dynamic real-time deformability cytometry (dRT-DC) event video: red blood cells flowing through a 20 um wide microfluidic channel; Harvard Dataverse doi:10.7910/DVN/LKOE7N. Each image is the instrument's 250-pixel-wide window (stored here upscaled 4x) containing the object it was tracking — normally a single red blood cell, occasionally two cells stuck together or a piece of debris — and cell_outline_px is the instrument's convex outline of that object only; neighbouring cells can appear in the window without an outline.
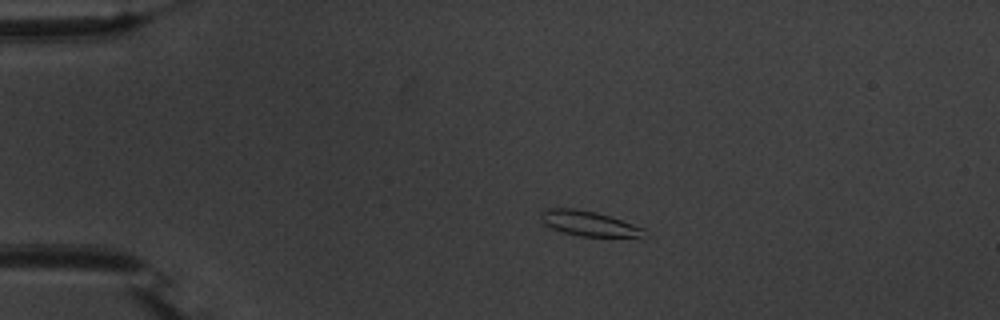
{"species": "common noctule bat (a hibernating species)", "species_latin": "Nyctalus noctula", "temperature_condition": "warm", "stored_images_in_passage": 44, "camera_frame_rate_fps": 3000, "um_per_image_px": 0.085, "animal": {"sex": "male", "body_mass_g": 20.1, "forearm_length_mm": 53.5}, "frame": {"image": 1, "passage_image": 1, "time_ms": 0.0, "image_size_px": [1000, 320], "cell_outline_px": [[648, 236], [580, 236], [564, 232], [552, 228], [544, 224], [540, 220], [540, 212], [544, 208], [576, 208], [596, 212], [644, 228]], "centroid_in_image_um": [49.98, 18.98], "position_along_channel_um": 35.0, "area_um2": 14.91}}
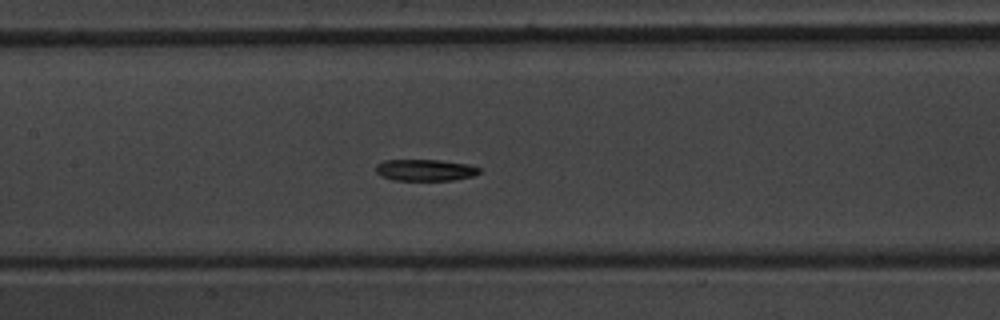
{"frame": {"image": 2, "passage_image": 16, "time_ms": 5.0, "image_size_px": [1000, 320], "cell_outline_px": [[480, 172], [472, 176], [452, 180], [396, 180], [380, 176], [376, 172], [376, 164], [384, 160], [440, 160], [468, 164], [480, 168]], "centroid_in_image_um": [36.12, 14.45], "position_along_channel_um": 171.3, "area_um2": 12.95}}
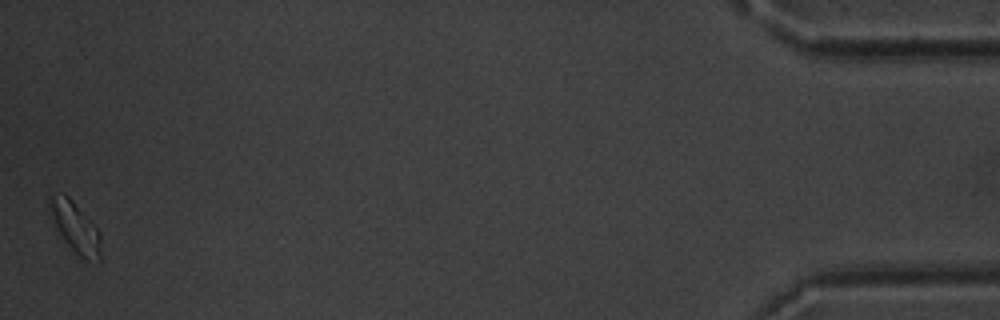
{"frame": {"image": 3, "passage_image": 44, "time_ms": 14.333, "image_size_px": [1000, 320], "cell_outline_px": [[100, 260], [84, 260], [64, 240], [56, 224], [52, 212], [48, 196], [48, 192], [64, 192], [72, 200], [100, 232]], "centroid_in_image_um": [6.4, 19.26], "position_along_channel_um": 428.8, "area_um2": 14.57}, "authors_computed_cell_mechanics": {"area_um2": 14.0454, "velocity_mm_per_s": 3.6892, "shape_relaxation_time_tau1_ms": 2.5993, "shape_relaxation_time_tau2_ms": null, "deformation_change_tau1": 0.0938, "deformation_change_tau2": null}}